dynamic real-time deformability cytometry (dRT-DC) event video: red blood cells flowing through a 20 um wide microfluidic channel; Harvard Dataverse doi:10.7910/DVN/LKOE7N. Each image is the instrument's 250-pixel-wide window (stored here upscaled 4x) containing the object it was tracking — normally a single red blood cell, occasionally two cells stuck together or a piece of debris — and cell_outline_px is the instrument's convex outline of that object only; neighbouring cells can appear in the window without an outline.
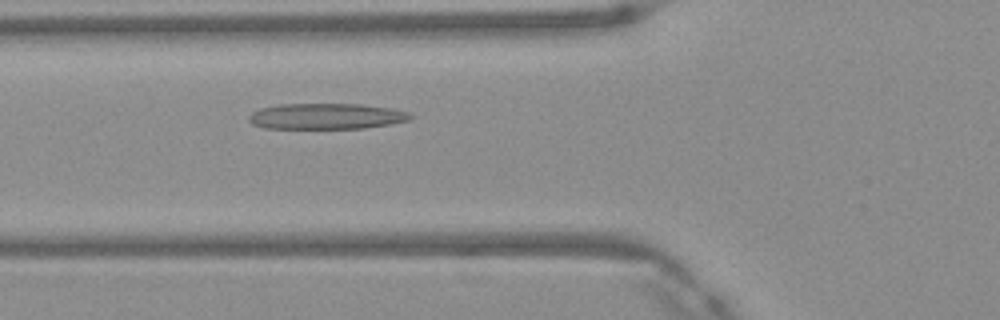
{"species": "Egyptian fruit bat (a non-hibernating species)", "species_latin": "Rousettus aegyptiacus", "temperature_condition": "warm", "stored_images_in_passage": 43, "camera_frame_rate_fps": 3000, "um_per_image_px": 0.085, "frame": {"image": 1, "passage_image": 12, "time_ms": 3.667, "image_size_px": [1000, 320], "cell_outline_px": [[412, 116], [408, 120], [392, 124], [364, 128], [264, 128], [252, 124], [248, 120], [248, 116], [252, 112], [260, 108], [280, 104], [360, 104], [392, 108], [408, 112]], "centroid_in_image_um": [27.72, 9.88], "position_along_channel_um": 98.1, "area_um2": 24.33}}
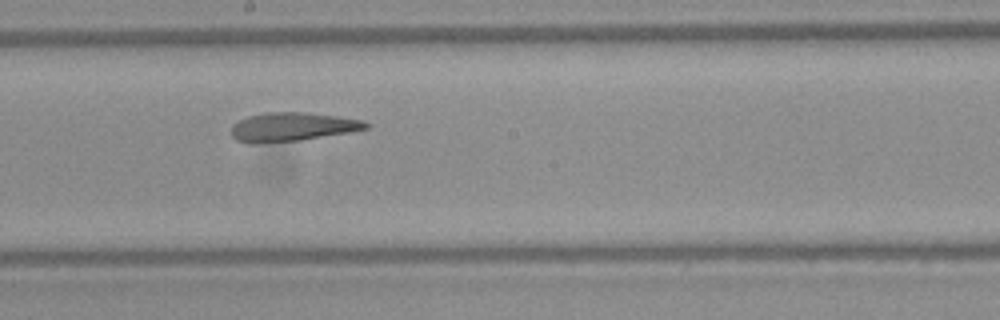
{"frame": {"image": 2, "passage_image": 21, "time_ms": 6.667, "image_size_px": [1000, 320], "cell_outline_px": [[372, 124], [368, 128], [352, 132], [300, 140], [252, 144], [248, 144], [236, 140], [232, 136], [232, 124], [248, 116], [264, 112], [300, 112], [336, 116], [364, 120]], "centroid_in_image_um": [24.85, 10.79], "position_along_channel_um": 223.4, "area_um2": 22.72}}
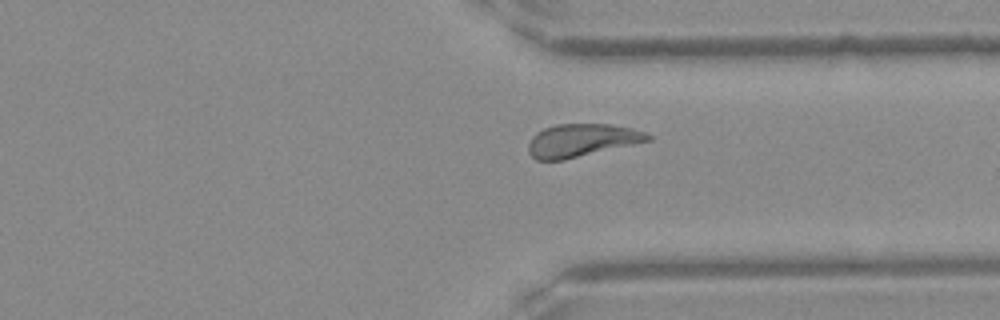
{"frame": {"image": 3, "passage_image": 31, "time_ms": 10.0, "image_size_px": [1000, 320], "cell_outline_px": [[652, 140], [564, 160], [536, 160], [528, 152], [528, 144], [532, 136], [536, 132], [544, 128], [556, 124], [612, 124], [632, 128], [644, 132], [652, 136]], "centroid_in_image_um": [49.43, 11.93], "position_along_channel_um": 362.0, "area_um2": 23.0}, "authors_computed_cell_mechanics": {"area_um2": 23.987, "velocity_mm_per_s": 4.1486, "shape_relaxation_time_tau1_ms": null, "shape_relaxation_time_tau2_ms": 1.8749, "deformation_change_tau1": null, "deformation_change_tau2": 0.1075}}